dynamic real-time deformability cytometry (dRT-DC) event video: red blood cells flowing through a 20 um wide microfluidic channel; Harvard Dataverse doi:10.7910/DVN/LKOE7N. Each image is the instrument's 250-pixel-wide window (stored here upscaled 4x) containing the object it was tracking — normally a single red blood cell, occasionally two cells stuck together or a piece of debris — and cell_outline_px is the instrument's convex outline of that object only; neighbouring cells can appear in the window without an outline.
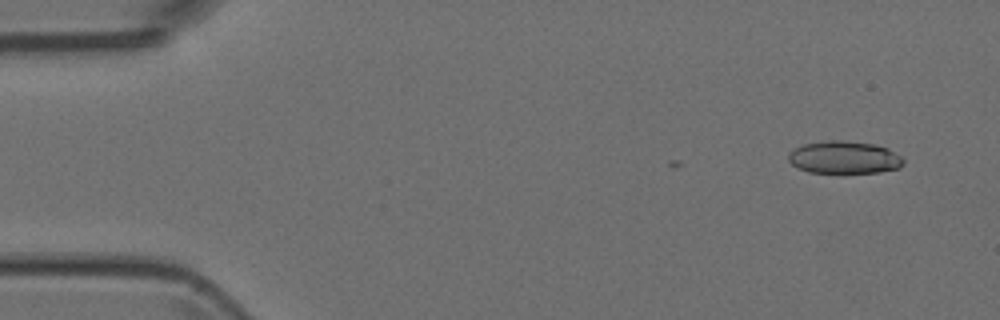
{"species": "Egyptian fruit bat (a non-hibernating species)", "species_latin": "Rousettus aegyptiacus", "temperature_condition": "room temperature", "stored_images_in_passage": 7, "camera_frame_rate_fps": 3000, "um_per_image_px": 0.085, "animal": {"sex": "female"}, "frame": {"image": 1, "passage_image": 3, "time_ms": 0.667, "image_size_px": [1000, 320], "cell_outline_px": [[904, 164], [900, 168], [880, 172], [808, 172], [792, 164], [788, 160], [788, 152], [804, 144], [828, 140], [840, 140], [876, 144], [888, 148], [900, 156], [904, 160]], "centroid_in_image_um": [71.78, 13.37], "position_along_channel_um": 13.2, "area_um2": 21.73}}